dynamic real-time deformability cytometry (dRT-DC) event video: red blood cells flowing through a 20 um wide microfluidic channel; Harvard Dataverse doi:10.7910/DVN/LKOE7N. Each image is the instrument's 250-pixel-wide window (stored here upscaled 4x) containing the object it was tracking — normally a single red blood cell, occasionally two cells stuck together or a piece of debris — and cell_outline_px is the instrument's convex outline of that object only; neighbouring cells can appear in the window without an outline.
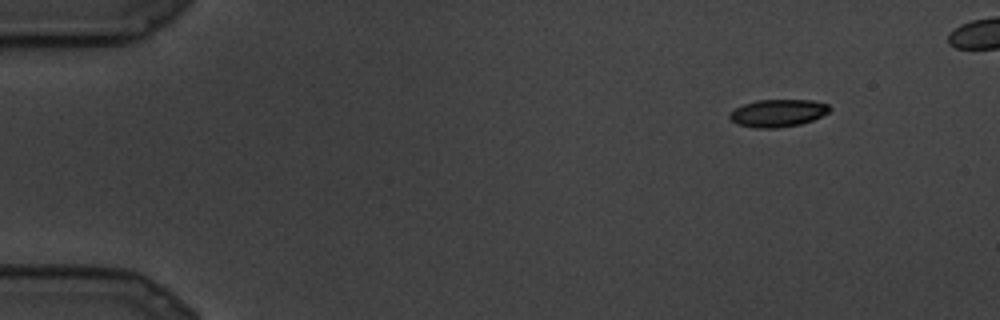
{"species": "common noctule bat (a hibernating species)", "species_latin": "Nyctalus noctula", "temperature_condition": "cold", "stored_images_in_passage": 23, "camera_frame_rate_fps": 3000, "um_per_image_px": 0.085, "animal": {"sex": "male", "body_mass_g": 19.5, "forearm_length_mm": 54.6}, "frame": {"image": 1, "passage_image": 1, "time_ms": 0.0, "image_size_px": [1000, 320], "cell_outline_px": [[832, 108], [828, 112], [812, 120], [800, 124], [776, 128], [756, 128], [736, 124], [728, 120], [728, 116], [736, 108], [744, 104], [756, 100], [812, 100], [828, 104]], "centroid_in_image_um": [66.1, 9.61], "position_along_channel_um": 18.9, "area_um2": 16.01}}
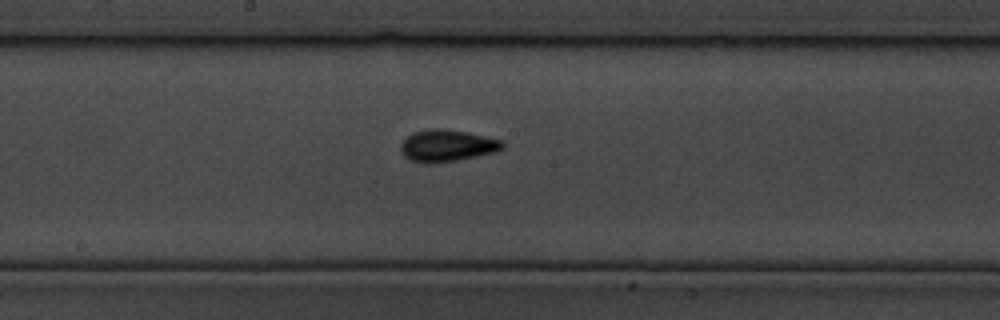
{"frame": {"image": 2, "passage_image": 12, "time_ms": 3.667, "image_size_px": [1000, 320], "cell_outline_px": [[504, 148], [496, 152], [456, 160], [432, 164], [424, 164], [408, 160], [400, 152], [400, 144], [412, 132], [428, 128], [444, 128], [468, 132], [500, 140], [504, 144]], "centroid_in_image_um": [37.94, 12.38], "position_along_channel_um": 210.3, "area_um2": 19.19}}
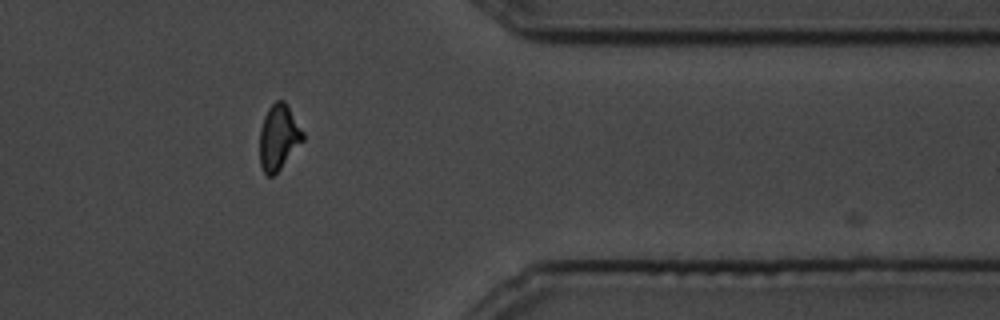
{"frame": {"image": 3, "passage_image": 19, "time_ms": 6.0, "image_size_px": [1000, 320], "cell_outline_px": [[304, 140], [280, 168], [272, 176], [268, 176], [264, 172], [260, 164], [260, 128], [264, 116], [268, 108], [276, 100], [284, 100], [304, 132]], "centroid_in_image_um": [23.68, 11.65], "position_along_channel_um": 387.7, "area_um2": 16.3}}